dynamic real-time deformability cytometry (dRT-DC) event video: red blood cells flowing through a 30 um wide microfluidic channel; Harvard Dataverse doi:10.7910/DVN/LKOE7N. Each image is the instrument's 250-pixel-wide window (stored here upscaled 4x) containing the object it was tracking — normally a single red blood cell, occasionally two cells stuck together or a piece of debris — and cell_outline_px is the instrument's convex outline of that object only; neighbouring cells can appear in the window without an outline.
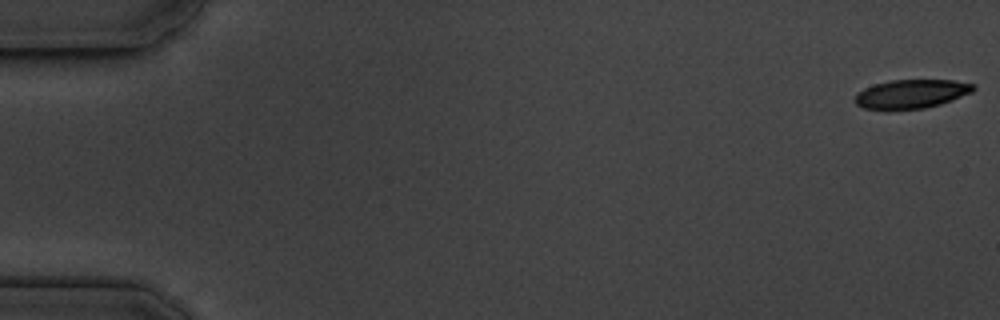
{"species": "common noctule bat (a hibernating species)", "species_latin": "Nyctalus noctula", "temperature_condition": "cold", "stored_images_in_passage": 12, "camera_frame_rate_fps": 3000, "um_per_image_px": 0.085, "animal": {"sex": "male", "body_mass_g": 19.5, "forearm_length_mm": 54.6}, "frame": {"image": 1, "passage_image": 1, "time_ms": 0.0, "image_size_px": [1000, 320], "cell_outline_px": [[976, 88], [972, 92], [940, 104], [924, 108], [888, 112], [884, 112], [864, 108], [856, 104], [856, 96], [864, 88], [872, 84], [892, 80], [952, 80], [976, 84]], "centroid_in_image_um": [77.43, 8.01], "position_along_channel_um": 7.6, "area_um2": 20.35}}